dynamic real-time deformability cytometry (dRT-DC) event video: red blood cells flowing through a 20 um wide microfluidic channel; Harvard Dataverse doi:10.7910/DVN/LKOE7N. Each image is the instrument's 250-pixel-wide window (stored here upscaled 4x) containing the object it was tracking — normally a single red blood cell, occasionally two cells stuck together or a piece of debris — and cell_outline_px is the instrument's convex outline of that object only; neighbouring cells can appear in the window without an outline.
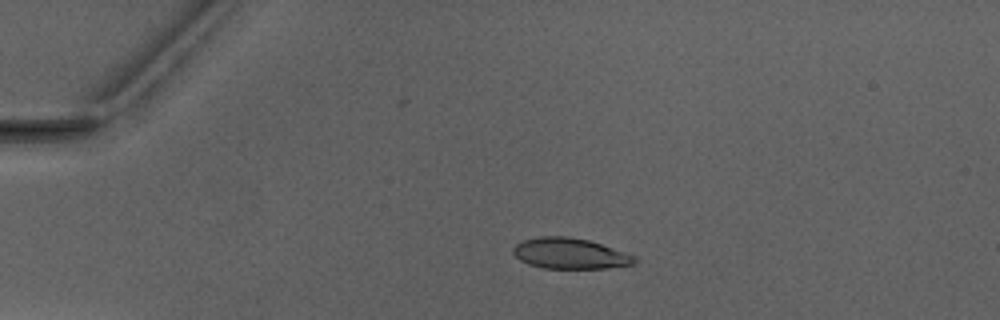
{"species": "Egyptian fruit bat (a non-hibernating species)", "species_latin": "Rousettus aegyptiacus", "temperature_condition": "warm", "stored_images_in_passage": 5, "camera_frame_rate_fps": 3000, "um_per_image_px": 0.085, "animal": {"sex": "male"}, "frame": {"image": 1, "passage_image": 4, "time_ms": 3.333, "image_size_px": [1000, 320], "cell_outline_px": [[636, 264], [608, 268], [544, 268], [528, 264], [520, 260], [512, 252], [512, 248], [516, 244], [524, 240], [540, 236], [568, 236], [588, 240], [636, 256]], "centroid_in_image_um": [48.44, 21.55], "position_along_channel_um": 36.6, "area_um2": 21.68}}